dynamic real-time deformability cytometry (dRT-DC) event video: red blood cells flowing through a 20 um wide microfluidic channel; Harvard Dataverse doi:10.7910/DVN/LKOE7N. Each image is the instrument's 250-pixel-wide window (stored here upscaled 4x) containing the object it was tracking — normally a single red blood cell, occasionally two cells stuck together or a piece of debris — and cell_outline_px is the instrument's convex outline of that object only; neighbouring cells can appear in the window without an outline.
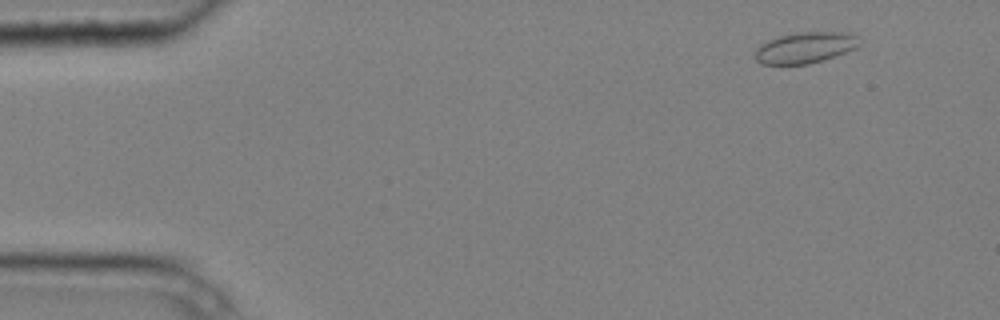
{"species": "common noctule bat (a hibernating species)", "species_latin": "Nyctalus noctula", "temperature_condition": "cold", "stored_images_in_passage": 4, "camera_frame_rate_fps": 3000, "um_per_image_px": 0.085, "animal": {"sex": "male", "body_mass_g": 20.4}, "frame": {"image": 1, "passage_image": 1, "time_ms": 0.0, "image_size_px": [1000, 320], "cell_outline_px": [[860, 44], [856, 48], [808, 64], [760, 64], [752, 56], [756, 48], [760, 44], [768, 40], [780, 36], [796, 32], [848, 32], [856, 36]], "centroid_in_image_um": [68.37, 4.04], "position_along_channel_um": 16.6, "area_um2": 18.79}}
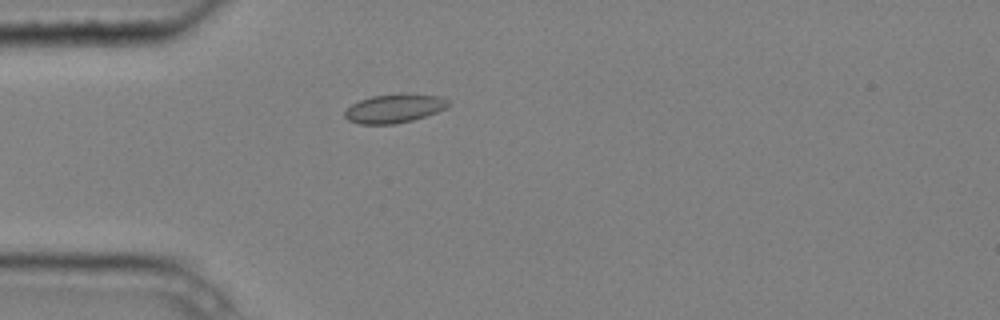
{"frame": {"image": 2, "passage_image": 4, "time_ms": 1.0, "image_size_px": [1000, 320], "cell_outline_px": [[448, 108], [412, 120], [392, 124], [360, 124], [348, 120], [344, 116], [344, 112], [352, 104], [360, 100], [372, 96], [400, 92], [408, 92], [440, 96], [448, 100]], "centroid_in_image_um": [33.53, 9.19], "position_along_channel_um": 51.5, "area_um2": 17.57}}